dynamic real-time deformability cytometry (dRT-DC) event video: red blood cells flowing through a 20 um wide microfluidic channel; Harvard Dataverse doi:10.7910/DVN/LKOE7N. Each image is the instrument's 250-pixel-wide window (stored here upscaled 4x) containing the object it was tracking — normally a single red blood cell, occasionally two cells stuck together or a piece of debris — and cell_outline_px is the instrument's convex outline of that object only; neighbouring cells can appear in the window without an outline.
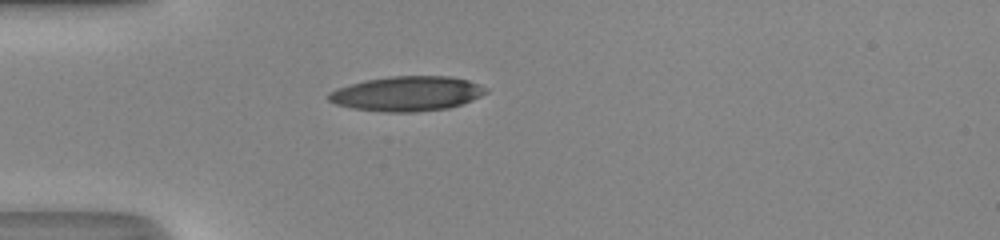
{"species": "human", "species_latin": "Homo sapiens", "temperature_condition": "room temperature", "stored_images_in_passage": 35, "camera_frame_rate_fps": 3000, "um_per_image_px": 0.085, "donor": {"sex": "male"}, "frame": {"image": 1, "passage_image": 1, "time_ms": 0.0, "image_size_px": [1000, 240], "cell_outline_px": [[488, 92], [472, 100], [448, 108], [416, 112], [384, 112], [352, 108], [336, 104], [328, 100], [328, 92], [336, 88], [368, 80], [392, 76], [448, 76], [468, 80], [480, 84], [488, 88]], "centroid_in_image_um": [34.61, 7.96], "position_along_channel_um": 50.4, "area_um2": 31.79}}
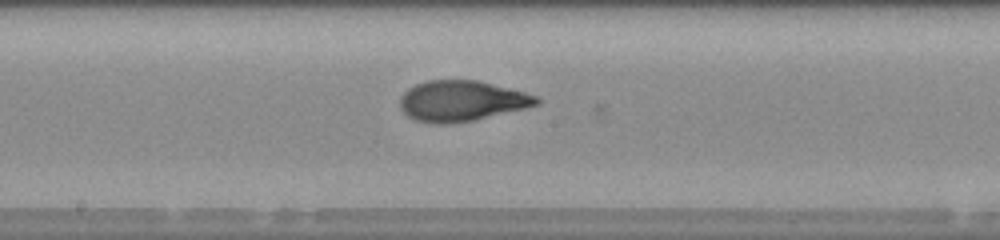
{"frame": {"image": 2, "passage_image": 13, "time_ms": 4.0, "image_size_px": [1000, 240], "cell_outline_px": [[540, 104], [524, 108], [472, 120], [448, 124], [432, 124], [416, 120], [408, 116], [400, 108], [400, 96], [408, 88], [416, 84], [428, 80], [476, 80], [524, 92], [536, 96], [540, 100]], "centroid_in_image_um": [39.19, 8.58], "position_along_channel_um": 209.0, "area_um2": 32.02}}
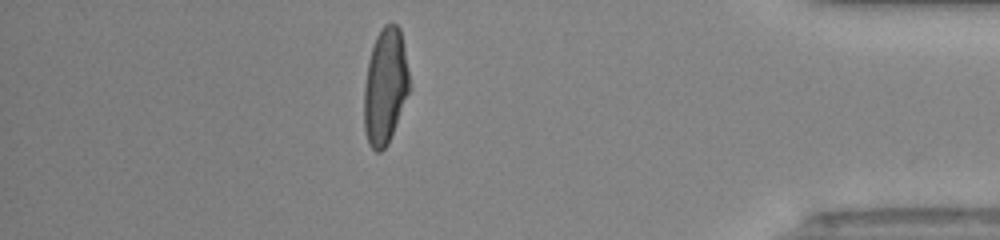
{"frame": {"image": 3, "passage_image": 29, "time_ms": 9.333, "image_size_px": [1000, 240], "cell_outline_px": [[412, 88], [388, 144], [380, 152], [376, 152], [368, 144], [364, 128], [364, 88], [368, 60], [376, 36], [380, 28], [384, 24], [396, 24], [400, 28]], "centroid_in_image_um": [32.76, 7.36], "position_along_channel_um": 402.4, "area_um2": 31.1}, "authors_computed_cell_mechanics": {"area_um2": 31.5588, "velocity_mm_per_s": 4.3653, "shape_relaxation_time_tau1_ms": 5.3753, "shape_relaxation_time_tau2_ms": 0.9777, "deformation_change_tau1": 0.2468, "deformation_change_tau2": 0.0777}}